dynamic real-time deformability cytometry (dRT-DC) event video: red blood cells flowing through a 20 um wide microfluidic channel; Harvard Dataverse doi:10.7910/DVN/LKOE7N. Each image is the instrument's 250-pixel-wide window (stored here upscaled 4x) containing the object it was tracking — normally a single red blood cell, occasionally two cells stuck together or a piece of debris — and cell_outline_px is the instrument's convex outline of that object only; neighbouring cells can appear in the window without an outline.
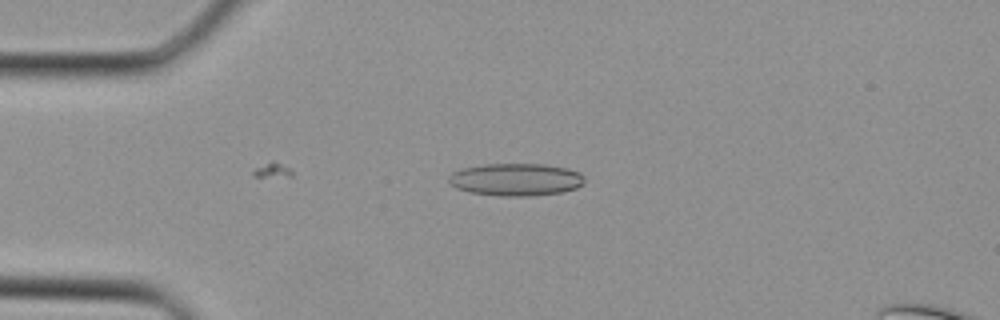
{"species": "Egyptian fruit bat (a non-hibernating species)", "species_latin": "Rousettus aegyptiacus", "temperature_condition": "cold", "stored_images_in_passage": 32, "camera_frame_rate_fps": 3000, "um_per_image_px": 0.085, "animal": {"sex": "female"}, "frame": {"image": 1, "passage_image": 5, "time_ms": 1.333, "image_size_px": [1000, 320], "cell_outline_px": [[584, 184], [576, 188], [560, 192], [532, 196], [500, 196], [468, 192], [456, 188], [448, 180], [448, 176], [452, 172], [460, 168], [484, 164], [544, 164], [568, 168], [580, 172], [584, 176]], "centroid_in_image_um": [43.84, 15.25], "position_along_channel_um": 41.2, "area_um2": 25.95}}
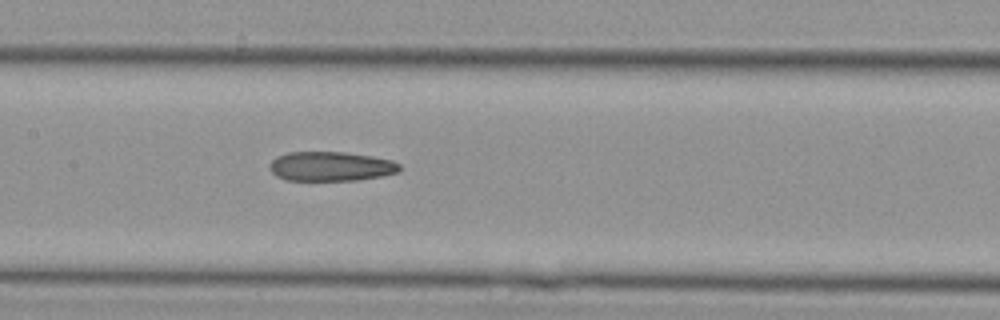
{"frame": {"image": 2, "passage_image": 14, "time_ms": 4.333, "image_size_px": [1000, 320], "cell_outline_px": [[400, 172], [380, 176], [356, 180], [288, 180], [276, 176], [268, 168], [272, 160], [276, 156], [288, 152], [344, 152], [372, 156], [392, 160], [400, 164]], "centroid_in_image_um": [28.11, 14.13], "position_along_channel_um": 179.3, "area_um2": 22.31}}
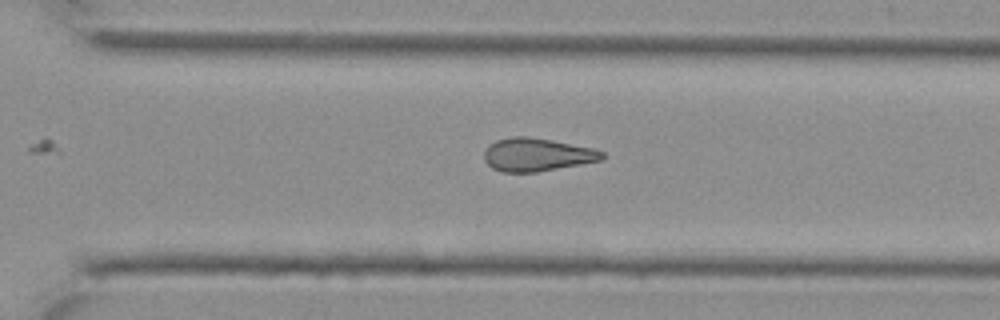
{"frame": {"image": 3, "passage_image": 22, "time_ms": 7.0, "image_size_px": [1000, 320], "cell_outline_px": [[604, 156], [600, 160], [580, 164], [536, 172], [500, 172], [492, 168], [484, 160], [484, 152], [488, 144], [496, 140], [512, 136], [528, 136], [552, 140], [592, 148], [604, 152]], "centroid_in_image_um": [45.58, 13.14], "position_along_channel_um": 325.0, "area_um2": 22.72}}